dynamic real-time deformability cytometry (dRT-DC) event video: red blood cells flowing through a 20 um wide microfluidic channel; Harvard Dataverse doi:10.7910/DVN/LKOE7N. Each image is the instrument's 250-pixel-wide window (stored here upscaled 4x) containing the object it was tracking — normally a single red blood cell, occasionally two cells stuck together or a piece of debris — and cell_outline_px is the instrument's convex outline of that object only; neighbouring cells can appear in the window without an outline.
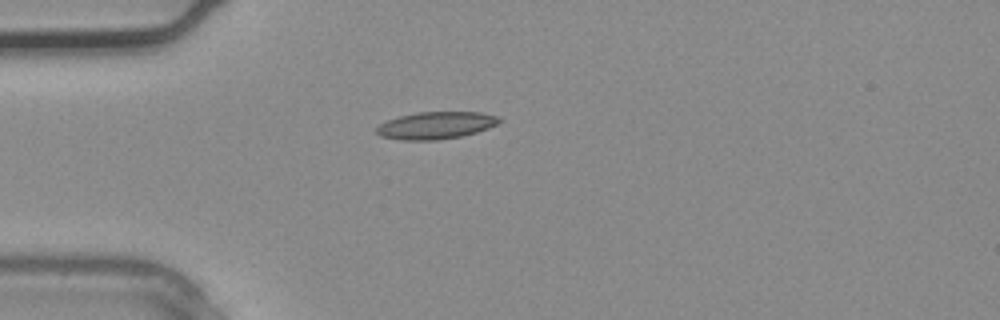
{"species": "common noctule bat (a hibernating species)", "species_latin": "Nyctalus noctula", "temperature_condition": "warm", "stored_images_in_passage": 2, "camera_frame_rate_fps": 3000, "um_per_image_px": 0.085, "animal": {"sex": "male", "body_mass_g": 20.4}, "frame": {"image": 1, "passage_image": 2, "time_ms": 0.333, "image_size_px": [1000, 320], "cell_outline_px": [[504, 120], [488, 128], [476, 132], [460, 136], [436, 140], [400, 140], [380, 136], [376, 132], [376, 128], [380, 124], [388, 120], [400, 116], [416, 112], [480, 112], [500, 116]], "centroid_in_image_um": [37.07, 10.65], "position_along_channel_um": 47.9, "area_um2": 19.48}}